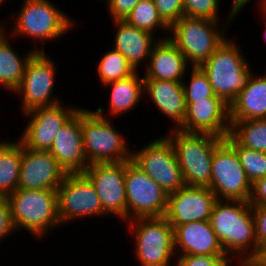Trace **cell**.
I'll return each mask as SVG.
<instances>
[{"mask_svg":"<svg viewBox=\"0 0 266 266\" xmlns=\"http://www.w3.org/2000/svg\"><path fill=\"white\" fill-rule=\"evenodd\" d=\"M209 221L222 249L234 263L257 256L254 217L249 202L217 200Z\"/></svg>","mask_w":266,"mask_h":266,"instance_id":"6da1fadb","label":"cell"},{"mask_svg":"<svg viewBox=\"0 0 266 266\" xmlns=\"http://www.w3.org/2000/svg\"><path fill=\"white\" fill-rule=\"evenodd\" d=\"M170 131L165 136L174 147L184 184L210 187L214 151L225 139L208 133Z\"/></svg>","mask_w":266,"mask_h":266,"instance_id":"7a4b0ae2","label":"cell"},{"mask_svg":"<svg viewBox=\"0 0 266 266\" xmlns=\"http://www.w3.org/2000/svg\"><path fill=\"white\" fill-rule=\"evenodd\" d=\"M237 43L227 37L200 66L207 74L214 94L228 106L245 88L253 73L248 59L243 56Z\"/></svg>","mask_w":266,"mask_h":266,"instance_id":"3957f363","label":"cell"},{"mask_svg":"<svg viewBox=\"0 0 266 266\" xmlns=\"http://www.w3.org/2000/svg\"><path fill=\"white\" fill-rule=\"evenodd\" d=\"M104 112L101 106L96 111L81 107L83 148L88 164L130 161L132 151L126 138Z\"/></svg>","mask_w":266,"mask_h":266,"instance_id":"277c9868","label":"cell"},{"mask_svg":"<svg viewBox=\"0 0 266 266\" xmlns=\"http://www.w3.org/2000/svg\"><path fill=\"white\" fill-rule=\"evenodd\" d=\"M15 230H26L42 239L62 226L58 217L57 190L17 189L8 197Z\"/></svg>","mask_w":266,"mask_h":266,"instance_id":"5b68a950","label":"cell"},{"mask_svg":"<svg viewBox=\"0 0 266 266\" xmlns=\"http://www.w3.org/2000/svg\"><path fill=\"white\" fill-rule=\"evenodd\" d=\"M220 22L183 16L169 27L168 38L186 57L189 66L200 67L227 38L226 28L224 25L220 28Z\"/></svg>","mask_w":266,"mask_h":266,"instance_id":"8992f818","label":"cell"},{"mask_svg":"<svg viewBox=\"0 0 266 266\" xmlns=\"http://www.w3.org/2000/svg\"><path fill=\"white\" fill-rule=\"evenodd\" d=\"M23 1L19 13L15 16L14 25L10 26V34L41 40L40 43L43 44L40 52L45 50V41L62 37L75 26L69 14H65L50 0Z\"/></svg>","mask_w":266,"mask_h":266,"instance_id":"52a82bcc","label":"cell"},{"mask_svg":"<svg viewBox=\"0 0 266 266\" xmlns=\"http://www.w3.org/2000/svg\"><path fill=\"white\" fill-rule=\"evenodd\" d=\"M126 223L135 241L140 266H170L176 257L174 228L164 217L135 218Z\"/></svg>","mask_w":266,"mask_h":266,"instance_id":"ba28073f","label":"cell"},{"mask_svg":"<svg viewBox=\"0 0 266 266\" xmlns=\"http://www.w3.org/2000/svg\"><path fill=\"white\" fill-rule=\"evenodd\" d=\"M132 151L131 160L167 195L178 191L185 185L174 147L165 135L152 140L137 151Z\"/></svg>","mask_w":266,"mask_h":266,"instance_id":"9c48e42d","label":"cell"},{"mask_svg":"<svg viewBox=\"0 0 266 266\" xmlns=\"http://www.w3.org/2000/svg\"><path fill=\"white\" fill-rule=\"evenodd\" d=\"M209 189L217 200L248 202L252 184L236 151L224 140L214 151Z\"/></svg>","mask_w":266,"mask_h":266,"instance_id":"30bf717a","label":"cell"},{"mask_svg":"<svg viewBox=\"0 0 266 266\" xmlns=\"http://www.w3.org/2000/svg\"><path fill=\"white\" fill-rule=\"evenodd\" d=\"M52 60L44 51L36 52L28 61L20 86L13 92L20 95L22 100L20 109L23 114L35 108L61 103L52 96L57 71L56 63Z\"/></svg>","mask_w":266,"mask_h":266,"instance_id":"8fae6325","label":"cell"},{"mask_svg":"<svg viewBox=\"0 0 266 266\" xmlns=\"http://www.w3.org/2000/svg\"><path fill=\"white\" fill-rule=\"evenodd\" d=\"M125 185L127 221L164 216L168 195L132 160L126 161Z\"/></svg>","mask_w":266,"mask_h":266,"instance_id":"7c38bea8","label":"cell"},{"mask_svg":"<svg viewBox=\"0 0 266 266\" xmlns=\"http://www.w3.org/2000/svg\"><path fill=\"white\" fill-rule=\"evenodd\" d=\"M58 217L62 225L86 217L106 216L92 182L83 174H66L57 188Z\"/></svg>","mask_w":266,"mask_h":266,"instance_id":"4fadbf2b","label":"cell"},{"mask_svg":"<svg viewBox=\"0 0 266 266\" xmlns=\"http://www.w3.org/2000/svg\"><path fill=\"white\" fill-rule=\"evenodd\" d=\"M92 182L107 216L127 222L126 161L92 163L83 172ZM113 215V216H112Z\"/></svg>","mask_w":266,"mask_h":266,"instance_id":"5bb4252c","label":"cell"},{"mask_svg":"<svg viewBox=\"0 0 266 266\" xmlns=\"http://www.w3.org/2000/svg\"><path fill=\"white\" fill-rule=\"evenodd\" d=\"M62 103L24 113L30 120L18 141L28 149L49 151L59 129L80 109L74 105L65 107Z\"/></svg>","mask_w":266,"mask_h":266,"instance_id":"9a60e30c","label":"cell"},{"mask_svg":"<svg viewBox=\"0 0 266 266\" xmlns=\"http://www.w3.org/2000/svg\"><path fill=\"white\" fill-rule=\"evenodd\" d=\"M217 197L209 187L186 186L168 194L164 218L175 228L196 221L210 220Z\"/></svg>","mask_w":266,"mask_h":266,"instance_id":"2e32d148","label":"cell"},{"mask_svg":"<svg viewBox=\"0 0 266 266\" xmlns=\"http://www.w3.org/2000/svg\"><path fill=\"white\" fill-rule=\"evenodd\" d=\"M66 174L49 151L28 149L22 145L18 189L57 190Z\"/></svg>","mask_w":266,"mask_h":266,"instance_id":"e0dca14e","label":"cell"},{"mask_svg":"<svg viewBox=\"0 0 266 266\" xmlns=\"http://www.w3.org/2000/svg\"><path fill=\"white\" fill-rule=\"evenodd\" d=\"M185 103V117L178 129L185 132L208 133L223 139L229 135V106L221 98Z\"/></svg>","mask_w":266,"mask_h":266,"instance_id":"ac0fdd59","label":"cell"},{"mask_svg":"<svg viewBox=\"0 0 266 266\" xmlns=\"http://www.w3.org/2000/svg\"><path fill=\"white\" fill-rule=\"evenodd\" d=\"M49 152L67 174L83 173L88 168L83 148L81 108L59 129Z\"/></svg>","mask_w":266,"mask_h":266,"instance_id":"d6986e66","label":"cell"},{"mask_svg":"<svg viewBox=\"0 0 266 266\" xmlns=\"http://www.w3.org/2000/svg\"><path fill=\"white\" fill-rule=\"evenodd\" d=\"M174 249L176 256H227L209 220L177 225L174 228Z\"/></svg>","mask_w":266,"mask_h":266,"instance_id":"ffe728a7","label":"cell"},{"mask_svg":"<svg viewBox=\"0 0 266 266\" xmlns=\"http://www.w3.org/2000/svg\"><path fill=\"white\" fill-rule=\"evenodd\" d=\"M186 57L169 39H159L153 46L148 63L144 66V79L182 82L189 69Z\"/></svg>","mask_w":266,"mask_h":266,"instance_id":"44dd1931","label":"cell"},{"mask_svg":"<svg viewBox=\"0 0 266 266\" xmlns=\"http://www.w3.org/2000/svg\"><path fill=\"white\" fill-rule=\"evenodd\" d=\"M113 23L116 28L113 49L119 51L135 71L140 69L141 63L148 62L153 46L159 39L168 38L165 35L157 39L154 34L138 29L125 20H115Z\"/></svg>","mask_w":266,"mask_h":266,"instance_id":"7402d4cb","label":"cell"},{"mask_svg":"<svg viewBox=\"0 0 266 266\" xmlns=\"http://www.w3.org/2000/svg\"><path fill=\"white\" fill-rule=\"evenodd\" d=\"M144 94L148 95L157 110L174 121L172 129H178L184 120L186 103L182 82L144 79Z\"/></svg>","mask_w":266,"mask_h":266,"instance_id":"603a6c76","label":"cell"},{"mask_svg":"<svg viewBox=\"0 0 266 266\" xmlns=\"http://www.w3.org/2000/svg\"><path fill=\"white\" fill-rule=\"evenodd\" d=\"M230 122L266 118V74L253 72L247 85L229 106Z\"/></svg>","mask_w":266,"mask_h":266,"instance_id":"cb8c5ba5","label":"cell"},{"mask_svg":"<svg viewBox=\"0 0 266 266\" xmlns=\"http://www.w3.org/2000/svg\"><path fill=\"white\" fill-rule=\"evenodd\" d=\"M6 31V26L0 28V88L13 93L20 86L28 61L36 52H40V47H33L21 58L9 43Z\"/></svg>","mask_w":266,"mask_h":266,"instance_id":"d4e9b609","label":"cell"},{"mask_svg":"<svg viewBox=\"0 0 266 266\" xmlns=\"http://www.w3.org/2000/svg\"><path fill=\"white\" fill-rule=\"evenodd\" d=\"M138 70L127 78L112 81L103 85L109 88L110 98L108 108L109 114L121 116L123 113H129L138 103L144 94V77H139ZM130 110V111H129Z\"/></svg>","mask_w":266,"mask_h":266,"instance_id":"484cf974","label":"cell"},{"mask_svg":"<svg viewBox=\"0 0 266 266\" xmlns=\"http://www.w3.org/2000/svg\"><path fill=\"white\" fill-rule=\"evenodd\" d=\"M22 144L0 140V195L8 197L18 189Z\"/></svg>","mask_w":266,"mask_h":266,"instance_id":"4316f807","label":"cell"},{"mask_svg":"<svg viewBox=\"0 0 266 266\" xmlns=\"http://www.w3.org/2000/svg\"><path fill=\"white\" fill-rule=\"evenodd\" d=\"M229 136L238 145L266 153V118L230 122Z\"/></svg>","mask_w":266,"mask_h":266,"instance_id":"83f0119b","label":"cell"},{"mask_svg":"<svg viewBox=\"0 0 266 266\" xmlns=\"http://www.w3.org/2000/svg\"><path fill=\"white\" fill-rule=\"evenodd\" d=\"M125 21L152 34H155L157 29L169 31V26L159 16L153 0L139 1L125 18Z\"/></svg>","mask_w":266,"mask_h":266,"instance_id":"f1b7e54d","label":"cell"},{"mask_svg":"<svg viewBox=\"0 0 266 266\" xmlns=\"http://www.w3.org/2000/svg\"><path fill=\"white\" fill-rule=\"evenodd\" d=\"M97 64V76L101 85L127 78L135 72L126 58L115 49L106 51Z\"/></svg>","mask_w":266,"mask_h":266,"instance_id":"f546056e","label":"cell"},{"mask_svg":"<svg viewBox=\"0 0 266 266\" xmlns=\"http://www.w3.org/2000/svg\"><path fill=\"white\" fill-rule=\"evenodd\" d=\"M225 141L236 151L239 161L251 184L266 177L265 152L254 151L238 145L229 135L225 138Z\"/></svg>","mask_w":266,"mask_h":266,"instance_id":"4dcf8cb0","label":"cell"},{"mask_svg":"<svg viewBox=\"0 0 266 266\" xmlns=\"http://www.w3.org/2000/svg\"><path fill=\"white\" fill-rule=\"evenodd\" d=\"M190 81H182L184 90L185 102H196L197 100H205L207 98H219L217 97L211 87L207 74L201 69V67H191Z\"/></svg>","mask_w":266,"mask_h":266,"instance_id":"1f68e13d","label":"cell"},{"mask_svg":"<svg viewBox=\"0 0 266 266\" xmlns=\"http://www.w3.org/2000/svg\"><path fill=\"white\" fill-rule=\"evenodd\" d=\"M220 0H183L184 16L220 21Z\"/></svg>","mask_w":266,"mask_h":266,"instance_id":"d6a6232c","label":"cell"},{"mask_svg":"<svg viewBox=\"0 0 266 266\" xmlns=\"http://www.w3.org/2000/svg\"><path fill=\"white\" fill-rule=\"evenodd\" d=\"M176 257L177 263L174 266H232L234 263L228 256L184 255Z\"/></svg>","mask_w":266,"mask_h":266,"instance_id":"836d02e7","label":"cell"},{"mask_svg":"<svg viewBox=\"0 0 266 266\" xmlns=\"http://www.w3.org/2000/svg\"><path fill=\"white\" fill-rule=\"evenodd\" d=\"M159 16L170 27L184 16L183 0H153Z\"/></svg>","mask_w":266,"mask_h":266,"instance_id":"e575fe53","label":"cell"},{"mask_svg":"<svg viewBox=\"0 0 266 266\" xmlns=\"http://www.w3.org/2000/svg\"><path fill=\"white\" fill-rule=\"evenodd\" d=\"M257 240V255L266 247V206H252Z\"/></svg>","mask_w":266,"mask_h":266,"instance_id":"d590c367","label":"cell"},{"mask_svg":"<svg viewBox=\"0 0 266 266\" xmlns=\"http://www.w3.org/2000/svg\"><path fill=\"white\" fill-rule=\"evenodd\" d=\"M141 0H105L112 21L125 20L133 7Z\"/></svg>","mask_w":266,"mask_h":266,"instance_id":"8d00e7d4","label":"cell"},{"mask_svg":"<svg viewBox=\"0 0 266 266\" xmlns=\"http://www.w3.org/2000/svg\"><path fill=\"white\" fill-rule=\"evenodd\" d=\"M16 233L12 222L10 205L6 196L0 195V240Z\"/></svg>","mask_w":266,"mask_h":266,"instance_id":"74e56055","label":"cell"},{"mask_svg":"<svg viewBox=\"0 0 266 266\" xmlns=\"http://www.w3.org/2000/svg\"><path fill=\"white\" fill-rule=\"evenodd\" d=\"M251 206H266V177L252 184L249 201Z\"/></svg>","mask_w":266,"mask_h":266,"instance_id":"f35d334b","label":"cell"},{"mask_svg":"<svg viewBox=\"0 0 266 266\" xmlns=\"http://www.w3.org/2000/svg\"><path fill=\"white\" fill-rule=\"evenodd\" d=\"M253 0H233L232 5H231V9H229L228 12V17L226 16V23L225 24H230L232 21L234 22V19H236V17H238V14L240 13V11H242V8L244 9V7L249 4V2H251ZM228 20V21H227Z\"/></svg>","mask_w":266,"mask_h":266,"instance_id":"ab89813d","label":"cell"},{"mask_svg":"<svg viewBox=\"0 0 266 266\" xmlns=\"http://www.w3.org/2000/svg\"><path fill=\"white\" fill-rule=\"evenodd\" d=\"M234 264H236L235 266H266V262H264L258 255L244 258L236 261Z\"/></svg>","mask_w":266,"mask_h":266,"instance_id":"60d3db41","label":"cell"},{"mask_svg":"<svg viewBox=\"0 0 266 266\" xmlns=\"http://www.w3.org/2000/svg\"><path fill=\"white\" fill-rule=\"evenodd\" d=\"M259 8L258 10L260 11L259 13L263 14L266 16V0H259Z\"/></svg>","mask_w":266,"mask_h":266,"instance_id":"b9f144b4","label":"cell"},{"mask_svg":"<svg viewBox=\"0 0 266 266\" xmlns=\"http://www.w3.org/2000/svg\"><path fill=\"white\" fill-rule=\"evenodd\" d=\"M264 262H266V247L258 255Z\"/></svg>","mask_w":266,"mask_h":266,"instance_id":"7bdbcfd3","label":"cell"},{"mask_svg":"<svg viewBox=\"0 0 266 266\" xmlns=\"http://www.w3.org/2000/svg\"><path fill=\"white\" fill-rule=\"evenodd\" d=\"M263 17H265V22H266V16H263ZM265 25H266V23H265ZM264 38L266 39V28L264 30Z\"/></svg>","mask_w":266,"mask_h":266,"instance_id":"ee69618b","label":"cell"},{"mask_svg":"<svg viewBox=\"0 0 266 266\" xmlns=\"http://www.w3.org/2000/svg\"><path fill=\"white\" fill-rule=\"evenodd\" d=\"M3 1H7V0H0V6L3 4ZM2 3V4H1Z\"/></svg>","mask_w":266,"mask_h":266,"instance_id":"f6af8a7d","label":"cell"},{"mask_svg":"<svg viewBox=\"0 0 266 266\" xmlns=\"http://www.w3.org/2000/svg\"><path fill=\"white\" fill-rule=\"evenodd\" d=\"M2 24H4V23H1V24H0V28H3V26H5V25H2Z\"/></svg>","mask_w":266,"mask_h":266,"instance_id":"bcb514c9","label":"cell"}]
</instances>
